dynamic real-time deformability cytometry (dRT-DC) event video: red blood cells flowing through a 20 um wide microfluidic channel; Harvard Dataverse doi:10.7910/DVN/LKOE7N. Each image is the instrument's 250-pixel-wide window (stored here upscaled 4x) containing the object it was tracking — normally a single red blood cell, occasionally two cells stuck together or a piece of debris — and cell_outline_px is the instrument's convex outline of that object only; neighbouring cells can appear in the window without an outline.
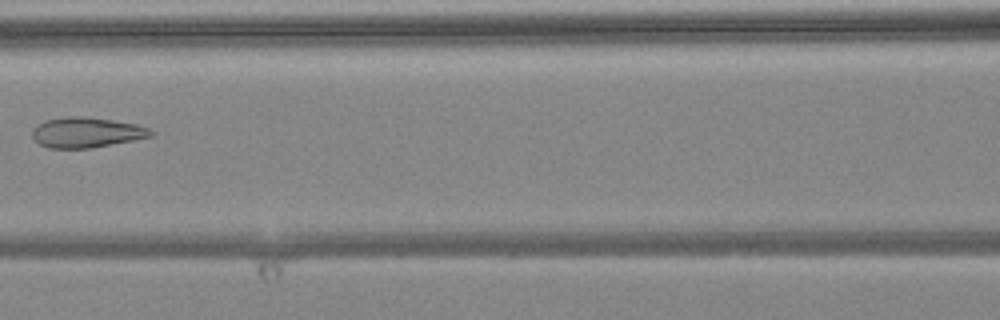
{"species": "common noctule bat (a hibernating species)", "species_latin": "Nyctalus noctula", "temperature_condition": "warm", "stored_images_in_passage": 8, "camera_frame_rate_fps": 3000, "um_per_image_px": 0.085, "animal": {"sex": "female", "body_mass_g": 24.6, "forearm_length_mm": 56.2}, "frame": {"image": 1, "passage_image": 7, "time_ms": 2.0, "image_size_px": [1000, 320], "cell_outline_px": [[156, 132], [152, 136], [92, 148], [48, 148], [40, 144], [32, 136], [32, 128], [36, 124], [44, 120], [68, 116], [84, 116], [112, 120], [136, 124], [148, 128]], "centroid_in_image_um": [7.32, 11.25], "position_along_channel_um": 159.3, "area_um2": 20.98}}
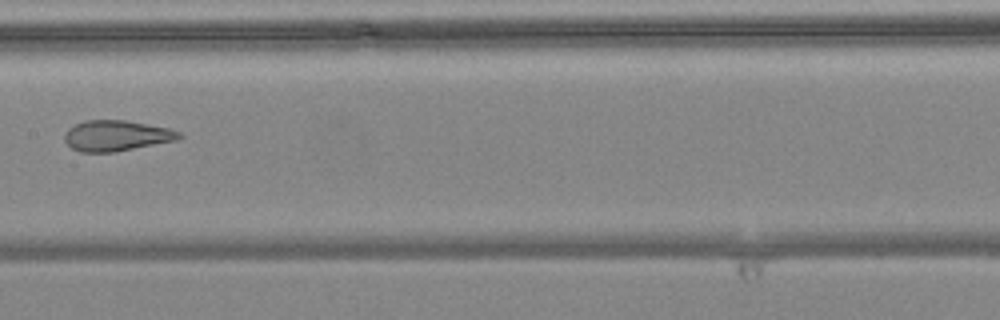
{"frame": {"image": 2, "passage_image": 8, "time_ms": 2.333, "image_size_px": [1000, 320], "cell_outline_px": [[184, 136], [176, 140], [116, 152], [80, 152], [72, 148], [64, 140], [64, 136], [68, 128], [84, 120], [124, 120], [168, 128], [180, 132]], "centroid_in_image_um": [9.88, 11.54], "position_along_channel_um": 197.5, "area_um2": 20.4}}